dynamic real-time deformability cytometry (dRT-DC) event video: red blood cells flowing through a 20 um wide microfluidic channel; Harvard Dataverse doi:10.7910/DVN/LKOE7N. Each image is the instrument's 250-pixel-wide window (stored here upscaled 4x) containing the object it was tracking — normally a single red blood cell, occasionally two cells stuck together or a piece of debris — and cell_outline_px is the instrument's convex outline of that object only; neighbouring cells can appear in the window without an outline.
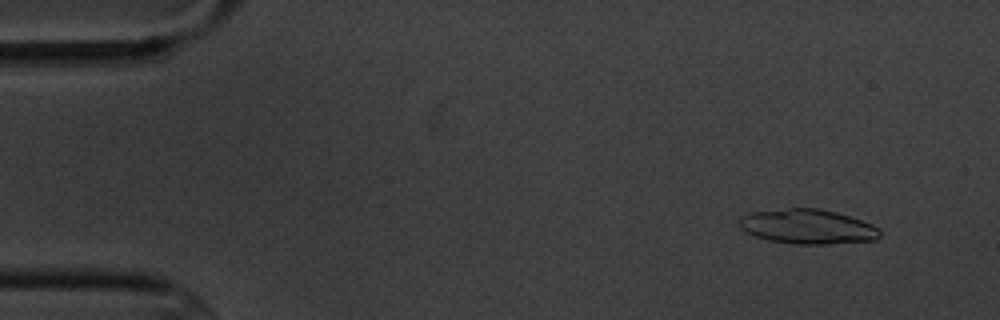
{"species": "common noctule bat (a hibernating species)", "species_latin": "Nyctalus noctula", "temperature_condition": "cold", "stored_images_in_passage": 15, "segment_of_instrument_passage": [1, 2], "camera_frame_rate_fps": 3000, "um_per_image_px": 0.085, "animal": {"sex": "male", "body_mass_g": 20.1, "forearm_length_mm": 53.5}, "frame": {"image": 1, "passage_image": 2, "time_ms": 1.0, "image_size_px": [1000, 320], "cell_outline_px": [[880, 236], [876, 240], [832, 244], [792, 244], [768, 240], [756, 236], [740, 228], [740, 216], [752, 212], [788, 208], [820, 208], [836, 212], [872, 224], [880, 228]], "centroid_in_image_um": [68.67, 19.27], "position_along_channel_um": 16.3, "area_um2": 28.44}}